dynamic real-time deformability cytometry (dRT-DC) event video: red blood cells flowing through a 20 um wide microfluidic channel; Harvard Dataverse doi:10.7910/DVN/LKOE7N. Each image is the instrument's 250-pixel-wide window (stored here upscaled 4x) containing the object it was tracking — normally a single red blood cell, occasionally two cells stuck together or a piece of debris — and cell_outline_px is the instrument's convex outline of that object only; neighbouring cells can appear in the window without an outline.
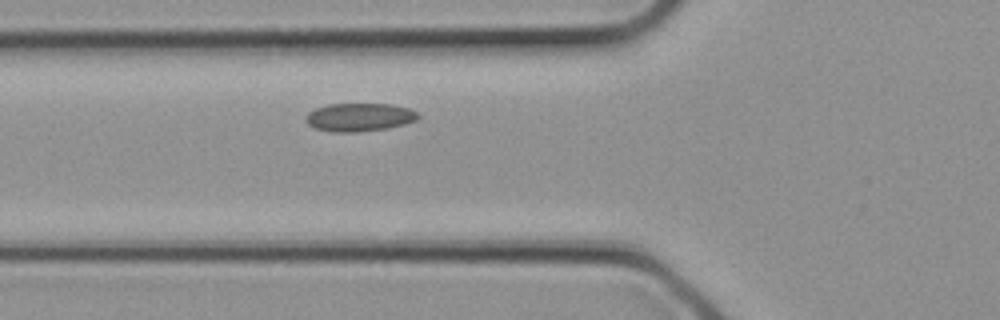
{"species": "common noctule bat (a hibernating species)", "species_latin": "Nyctalus noctula", "temperature_condition": "cold", "stored_images_in_passage": 4, "camera_frame_rate_fps": 3000, "um_per_image_px": 0.085, "animal": {"sex": "female", "body_mass_g": 21.9}, "frame": {"image": 1, "passage_image": 4, "time_ms": 1.0, "image_size_px": [1000, 320], "cell_outline_px": [[420, 116], [416, 120], [404, 124], [388, 128], [356, 132], [332, 132], [316, 128], [308, 124], [304, 120], [308, 112], [316, 108], [328, 104], [392, 104], [408, 108], [416, 112]], "centroid_in_image_um": [30.53, 9.96], "position_along_channel_um": 95.3, "area_um2": 18.44}}